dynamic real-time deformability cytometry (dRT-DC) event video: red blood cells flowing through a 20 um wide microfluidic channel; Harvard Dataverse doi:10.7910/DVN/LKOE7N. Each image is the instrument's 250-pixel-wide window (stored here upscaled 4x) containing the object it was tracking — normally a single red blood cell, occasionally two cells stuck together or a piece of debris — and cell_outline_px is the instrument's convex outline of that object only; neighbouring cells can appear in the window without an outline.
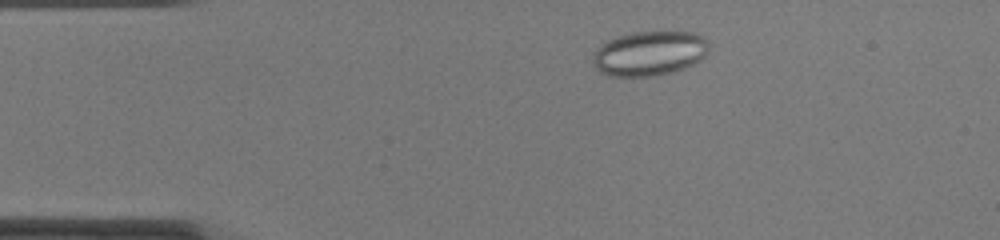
{"species": "common noctule bat (a hibernating species)", "species_latin": "Nyctalus noctula", "temperature_condition": "cold", "stored_images_in_passage": 45, "camera_frame_rate_fps": 3000, "um_per_image_px": 0.085, "animal": {"sex": "female", "body_mass_g": 22.0, "forearm_length_mm": 56.7}, "frame": {"image": 1, "passage_image": 5, "time_ms": 1.333, "image_size_px": [1000, 240], "cell_outline_px": [[708, 52], [700, 60], [684, 68], [672, 72], [652, 76], [608, 76], [600, 72], [592, 64], [592, 56], [596, 48], [608, 40], [616, 36], [632, 32], [692, 32], [704, 36], [708, 40]], "centroid_in_image_um": [55.18, 4.53], "position_along_channel_um": 29.8, "area_um2": 30.4}}
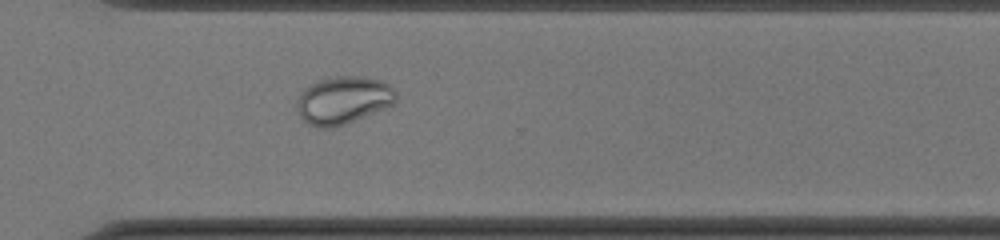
{"frame": {"image": 2, "passage_image": 32, "time_ms": 10.333, "image_size_px": [1000, 240], "cell_outline_px": [[396, 100], [392, 104], [344, 124], [332, 128], [316, 128], [308, 124], [296, 112], [296, 104], [300, 96], [312, 84], [320, 80], [336, 76], [364, 76], [380, 80], [388, 84], [396, 92]], "centroid_in_image_um": [29.16, 8.52], "position_along_channel_um": 341.4, "area_um2": 27.05}}
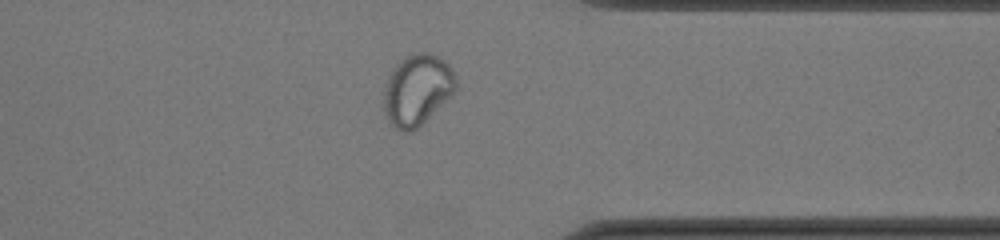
{"frame": {"image": 3, "passage_image": 35, "time_ms": 11.333, "image_size_px": [1000, 240], "cell_outline_px": [[456, 88], [412, 132], [404, 132], [388, 124], [384, 112], [384, 88], [388, 76], [392, 68], [400, 60], [416, 52], [428, 52], [444, 60], [452, 68], [456, 76]], "centroid_in_image_um": [35.41, 7.62], "position_along_channel_um": 376.0, "area_um2": 29.42}}